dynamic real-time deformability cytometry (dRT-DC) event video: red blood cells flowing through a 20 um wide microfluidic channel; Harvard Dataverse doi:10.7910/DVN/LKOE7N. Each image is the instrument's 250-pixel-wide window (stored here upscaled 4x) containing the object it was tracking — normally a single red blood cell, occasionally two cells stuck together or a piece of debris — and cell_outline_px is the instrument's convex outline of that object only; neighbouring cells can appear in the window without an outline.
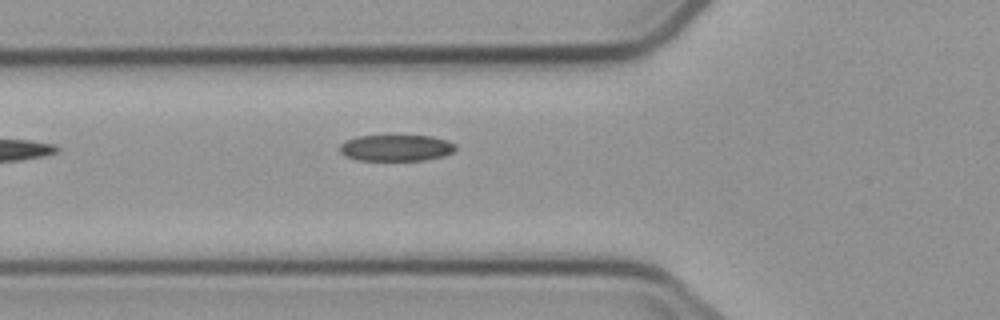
{"species": "common noctule bat (a hibernating species)", "species_latin": "Nyctalus noctula", "temperature_condition": "cold", "stored_images_in_passage": 6, "camera_frame_rate_fps": 3000, "um_per_image_px": 0.085, "animal": {"sex": "male", "body_mass_g": 23.1, "forearm_length_mm": 52.7}, "frame": {"image": 1, "passage_image": 6, "time_ms": 7.0, "image_size_px": [1000, 320], "cell_outline_px": [[456, 148], [452, 152], [444, 156], [424, 160], [356, 160], [344, 156], [340, 152], [340, 144], [344, 140], [356, 136], [432, 136], [448, 140], [456, 144]], "centroid_in_image_um": [33.65, 12.57], "position_along_channel_um": 92.1, "area_um2": 17.92}}